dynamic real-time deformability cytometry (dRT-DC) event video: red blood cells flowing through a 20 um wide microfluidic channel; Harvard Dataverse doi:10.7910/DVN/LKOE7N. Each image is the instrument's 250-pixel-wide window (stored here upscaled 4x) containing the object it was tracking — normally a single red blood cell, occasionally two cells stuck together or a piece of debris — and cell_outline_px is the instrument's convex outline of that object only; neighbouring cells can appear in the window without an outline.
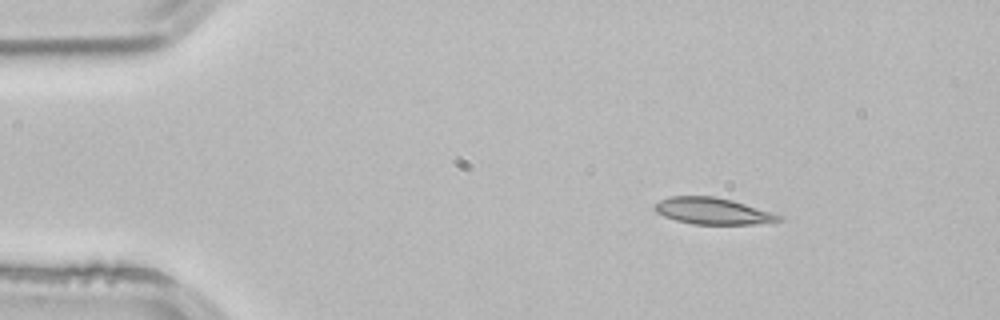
{"species": "common noctule bat (a hibernating species)", "species_latin": "Nyctalus noctula", "temperature_condition": "room temperature", "stored_images_in_passage": 3, "camera_frame_rate_fps": 3000, "um_per_image_px": 0.085, "animal": {"sex": "male", "body_mass_g": 21.5, "forearm_length_mm": 52.0}, "frame": {"image": 1, "passage_image": 1, "time_ms": 0.0, "image_size_px": [1000, 320], "cell_outline_px": [[784, 220], [752, 224], [692, 224], [676, 220], [664, 216], [656, 212], [652, 208], [660, 200], [668, 196], [716, 196], [732, 200], [784, 216]], "centroid_in_image_um": [60.56, 17.93], "position_along_channel_um": 24.4, "area_um2": 19.19}}